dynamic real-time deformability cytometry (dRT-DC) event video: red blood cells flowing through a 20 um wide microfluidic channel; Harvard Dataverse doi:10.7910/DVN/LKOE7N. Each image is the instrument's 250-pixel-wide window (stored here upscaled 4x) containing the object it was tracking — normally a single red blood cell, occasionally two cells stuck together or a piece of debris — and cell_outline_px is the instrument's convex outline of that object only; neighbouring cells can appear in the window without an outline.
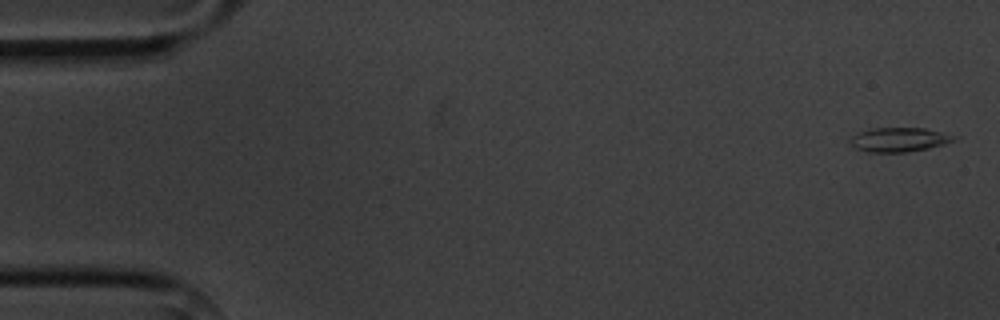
{"species": "common noctule bat (a hibernating species)", "species_latin": "Nyctalus noctula", "temperature_condition": "cold", "stored_images_in_passage": 5, "camera_frame_rate_fps": 3000, "um_per_image_px": 0.085, "animal": {"sex": "male", "body_mass_g": 20.1, "forearm_length_mm": 53.5}, "frame": {"image": 1, "passage_image": 1, "time_ms": 0.0, "image_size_px": [1000, 320], "cell_outline_px": [[952, 140], [944, 144], [928, 148], [904, 152], [868, 152], [856, 148], [848, 140], [852, 136], [860, 132], [872, 128], [924, 128], [940, 132], [952, 136]], "centroid_in_image_um": [76.34, 11.87], "position_along_channel_um": 8.7, "area_um2": 14.22}}
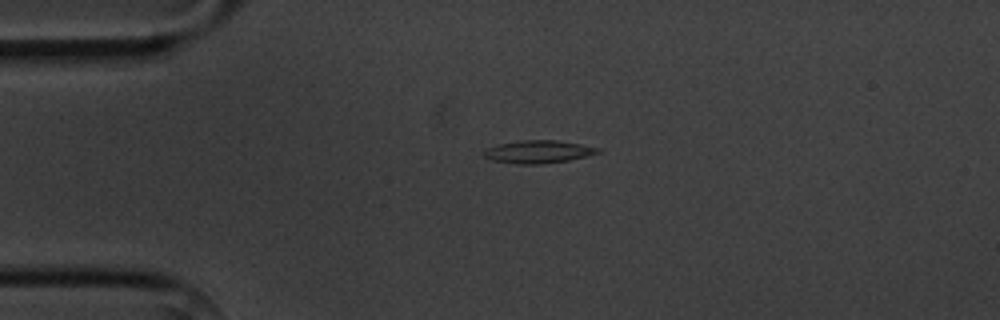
{"frame": {"image": 2, "passage_image": 4, "time_ms": 3.667, "image_size_px": [1000, 320], "cell_outline_px": [[600, 152], [568, 160], [540, 164], [516, 164], [492, 160], [484, 156], [484, 152], [488, 148], [500, 144], [520, 140], [556, 140], [580, 144], [600, 148]], "centroid_in_image_um": [45.74, 12.9], "position_along_channel_um": 39.3, "area_um2": 14.85}}